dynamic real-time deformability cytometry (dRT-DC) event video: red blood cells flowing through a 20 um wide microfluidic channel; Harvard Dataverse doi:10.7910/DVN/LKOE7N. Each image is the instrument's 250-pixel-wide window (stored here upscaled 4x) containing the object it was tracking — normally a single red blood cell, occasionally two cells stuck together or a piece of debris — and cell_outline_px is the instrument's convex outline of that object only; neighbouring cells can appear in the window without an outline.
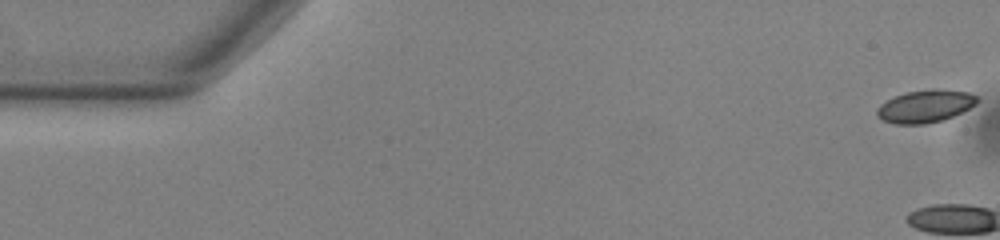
{"species": "common noctule bat (a hibernating species)", "species_latin": "Nyctalus noctula", "temperature_condition": "warm", "stored_images_in_passage": 14, "camera_frame_rate_fps": 3000, "um_per_image_px": 0.085, "animal": {"sex": "male", "body_mass_g": 13.0, "forearm_length_mm": 53.1}, "frame": {"image": 1, "passage_image": 1, "time_ms": 0.0, "image_size_px": [1000, 240], "cell_outline_px": [[980, 100], [976, 104], [944, 120], [924, 124], [896, 124], [884, 120], [876, 116], [876, 108], [880, 104], [896, 96], [908, 92], [932, 88], [940, 88], [968, 92], [980, 96]], "centroid_in_image_um": [78.68, 9.01], "position_along_channel_um": 6.3, "area_um2": 19.13}}